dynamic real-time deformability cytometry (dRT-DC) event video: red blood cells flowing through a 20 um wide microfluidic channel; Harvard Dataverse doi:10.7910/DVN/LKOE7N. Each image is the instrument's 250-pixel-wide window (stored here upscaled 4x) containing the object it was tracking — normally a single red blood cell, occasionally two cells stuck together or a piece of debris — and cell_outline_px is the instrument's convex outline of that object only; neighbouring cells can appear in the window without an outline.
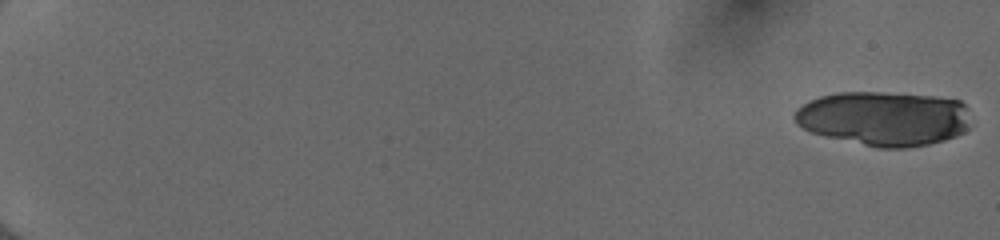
{"species": "human", "species_latin": "Homo sapiens", "temperature_condition": "cold", "stored_images_in_passage": 22, "camera_frame_rate_fps": 3000, "um_per_image_px": 0.085, "donor": {"sex": "female"}, "frame": {"image": 1, "passage_image": 1, "time_ms": 0.0, "image_size_px": [1000, 240], "cell_outline_px": [[968, 128], [964, 132], [956, 136], [944, 140], [928, 144], [904, 148], [880, 148], [828, 136], [812, 132], [796, 124], [792, 116], [796, 108], [808, 100], [820, 96], [836, 92], [880, 92], [936, 96], [960, 100], [964, 104]], "centroid_in_image_um": [75.09, 10.05], "position_along_channel_um": 9.9, "area_um2": 55.78}}